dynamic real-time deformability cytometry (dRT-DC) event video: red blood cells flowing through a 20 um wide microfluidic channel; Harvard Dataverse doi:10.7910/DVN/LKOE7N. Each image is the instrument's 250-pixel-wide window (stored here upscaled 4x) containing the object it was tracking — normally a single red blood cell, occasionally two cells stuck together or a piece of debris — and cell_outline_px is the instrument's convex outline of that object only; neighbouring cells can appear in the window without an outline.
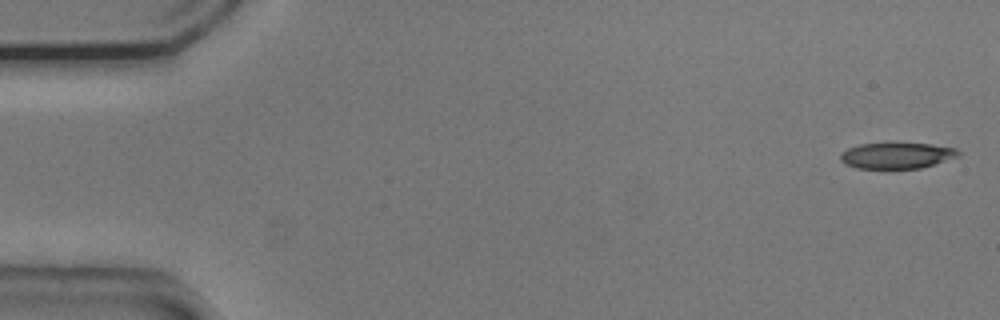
{"species": "common noctule bat (a hibernating species)", "species_latin": "Nyctalus noctula", "temperature_condition": "cold", "stored_images_in_passage": 53, "camera_frame_rate_fps": 3000, "um_per_image_px": 0.085, "animal": {"sex": "male", "body_mass_g": 20.5, "forearm_length_mm": 52.5}, "frame": {"image": 1, "passage_image": 1, "time_ms": 0.0, "image_size_px": [1000, 320], "cell_outline_px": [[960, 152], [956, 156], [920, 168], [856, 168], [844, 164], [840, 160], [840, 152], [848, 148], [860, 144], [892, 140], [932, 144], [956, 148]], "centroid_in_image_um": [76.14, 13.16], "position_along_channel_um": 8.9, "area_um2": 18.5}}
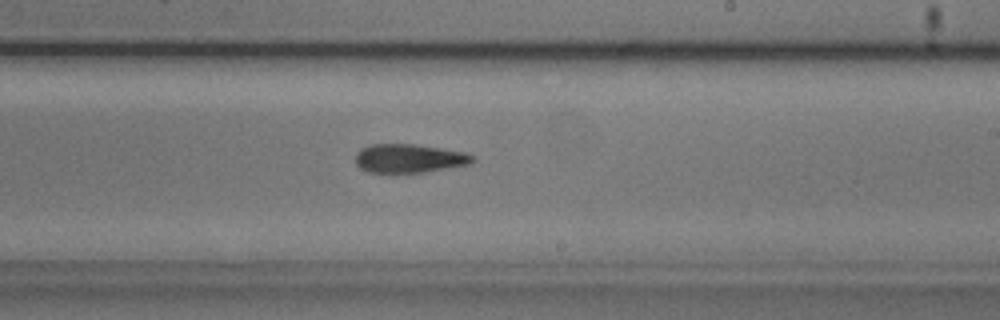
{"frame": {"image": 2, "passage_image": 31, "time_ms": 10.0, "image_size_px": [1000, 320], "cell_outline_px": [[476, 160], [472, 164], [424, 172], [368, 172], [360, 168], [356, 164], [356, 152], [360, 148], [368, 144], [416, 144], [464, 152], [476, 156]], "centroid_in_image_um": [34.8, 13.45], "position_along_channel_um": 254.2, "area_um2": 19.77}}
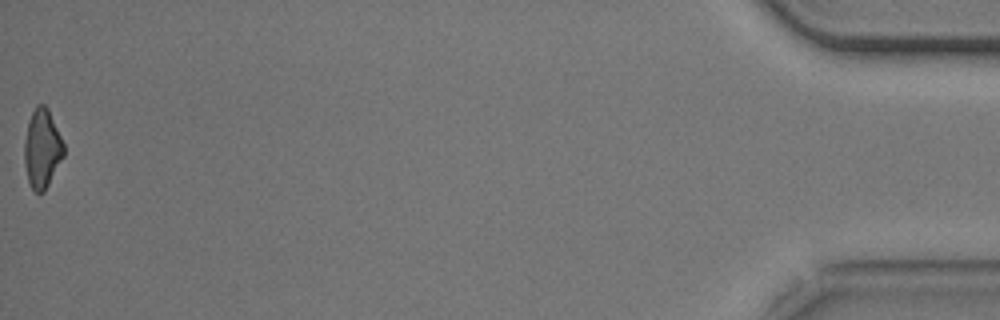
{"frame": {"image": 3, "passage_image": 53, "time_ms": 17.333, "image_size_px": [1000, 320], "cell_outline_px": [[64, 156], [44, 192], [36, 192], [32, 188], [28, 180], [24, 164], [24, 140], [28, 124], [32, 112], [36, 104], [44, 104], [48, 108], [64, 144]], "centroid_in_image_um": [3.58, 12.62], "position_along_channel_um": 431.6, "area_um2": 18.03}, "authors_computed_cell_mechanics": {"area_um2": 19.7676, "velocity_mm_per_s": 3.7768, "shape_relaxation_time_tau1_ms": 5.1344, "shape_relaxation_time_tau2_ms": null, "deformation_change_tau1": 0.1255, "deformation_change_tau2": null}}